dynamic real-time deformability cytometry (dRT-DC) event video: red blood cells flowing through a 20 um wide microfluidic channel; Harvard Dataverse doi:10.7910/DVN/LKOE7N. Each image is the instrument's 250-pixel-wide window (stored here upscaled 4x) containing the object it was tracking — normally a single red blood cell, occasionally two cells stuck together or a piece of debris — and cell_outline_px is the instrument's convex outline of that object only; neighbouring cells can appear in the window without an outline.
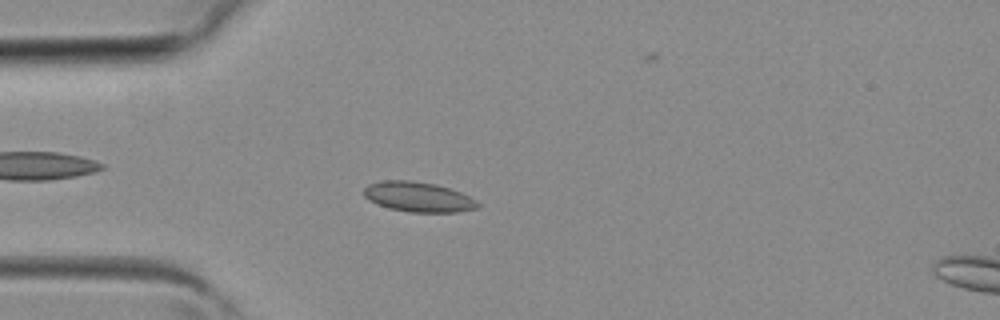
{"species": "common noctule bat (a hibernating species)", "species_latin": "Nyctalus noctula", "temperature_condition": "room temperature", "stored_images_in_passage": 4, "camera_frame_rate_fps": 3000, "um_per_image_px": 0.085, "animal": {"sex": "female", "body_mass_g": 19.3, "forearm_length_mm": 54.1}, "frame": {"image": 1, "passage_image": 3, "time_ms": 0.667, "image_size_px": [1000, 320], "cell_outline_px": [[480, 204], [476, 208], [456, 212], [408, 212], [388, 208], [368, 200], [364, 196], [364, 188], [368, 184], [384, 180], [412, 180], [436, 184], [460, 192], [476, 200]], "centroid_in_image_um": [35.52, 16.73], "position_along_channel_um": 49.5, "area_um2": 19.88}}